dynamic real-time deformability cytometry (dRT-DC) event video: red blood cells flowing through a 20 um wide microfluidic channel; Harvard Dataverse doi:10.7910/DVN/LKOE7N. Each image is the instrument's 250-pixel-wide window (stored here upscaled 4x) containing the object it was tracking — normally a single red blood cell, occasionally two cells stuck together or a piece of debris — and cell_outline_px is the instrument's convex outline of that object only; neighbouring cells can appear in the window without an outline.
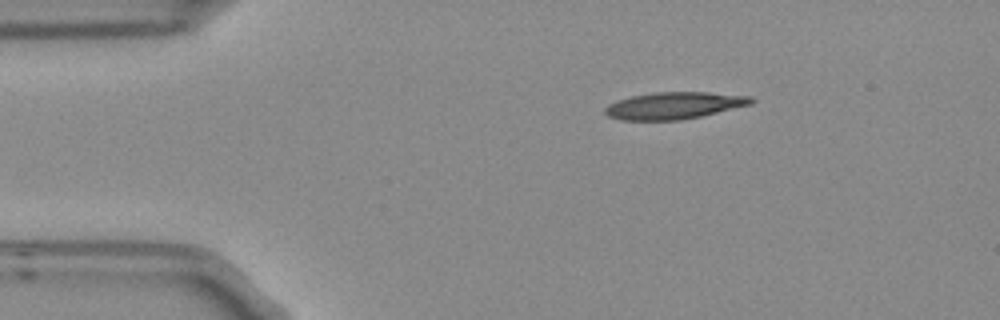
{"species": "Egyptian fruit bat (a non-hibernating species)", "species_latin": "Rousettus aegyptiacus", "temperature_condition": "room temperature", "stored_images_in_passage": 8, "camera_frame_rate_fps": 3000, "um_per_image_px": 0.085, "frame": {"image": 1, "passage_image": 1, "time_ms": 0.0, "image_size_px": [1000, 320], "cell_outline_px": [[756, 100], [752, 104], [700, 116], [680, 120], [620, 120], [608, 116], [604, 112], [604, 108], [608, 104], [632, 96], [656, 92], [708, 92], [752, 96]], "centroid_in_image_um": [57.32, 8.97], "position_along_channel_um": 27.7, "area_um2": 22.89}}
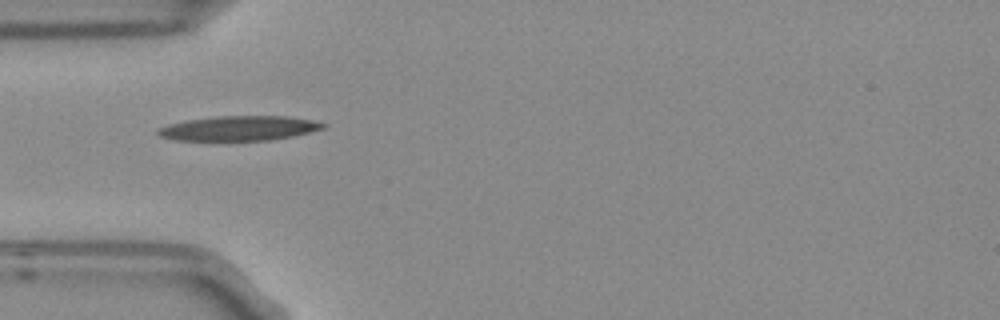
{"frame": {"image": 2, "passage_image": 3, "time_ms": 0.667, "image_size_px": [1000, 320], "cell_outline_px": [[328, 124], [324, 128], [292, 136], [268, 140], [176, 140], [160, 136], [156, 132], [156, 128], [168, 124], [184, 120], [216, 116], [288, 116], [312, 120]], "centroid_in_image_um": [20.28, 10.89], "position_along_channel_um": 64.7, "area_um2": 23.76}}
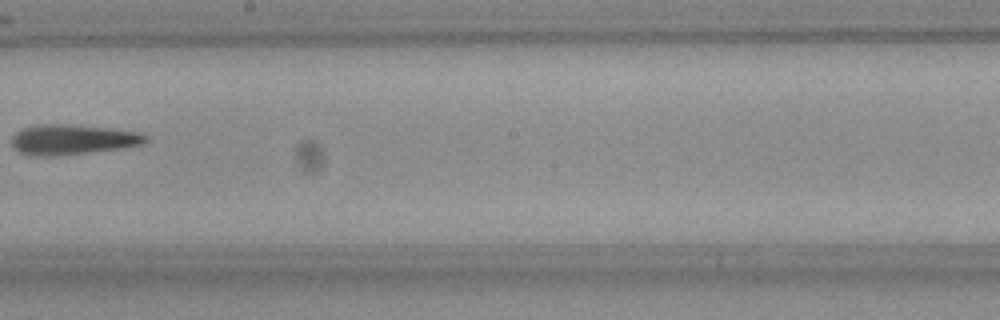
{"frame": {"image": 3, "passage_image": 7, "time_ms": 2.0, "image_size_px": [1000, 320], "cell_outline_px": [[148, 140], [144, 144], [120, 148], [52, 156], [40, 156], [20, 152], [12, 144], [12, 136], [16, 132], [24, 128], [36, 124], [64, 124], [108, 128], [140, 132], [148, 136]], "centroid_in_image_um": [6.19, 11.85], "position_along_channel_um": 242.0, "area_um2": 23.18}}